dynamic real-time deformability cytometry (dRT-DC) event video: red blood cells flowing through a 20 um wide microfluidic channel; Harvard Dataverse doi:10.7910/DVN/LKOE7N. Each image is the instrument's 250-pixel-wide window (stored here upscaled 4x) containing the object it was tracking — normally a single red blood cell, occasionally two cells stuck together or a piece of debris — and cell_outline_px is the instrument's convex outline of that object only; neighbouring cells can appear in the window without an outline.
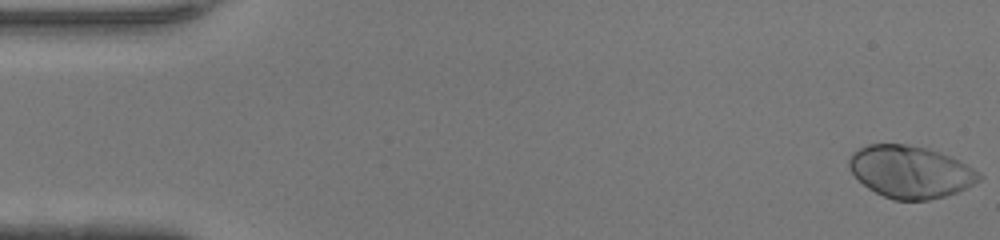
{"species": "human", "species_latin": "Homo sapiens", "temperature_condition": "warm", "stored_images_in_passage": 48, "camera_frame_rate_fps": 3000, "um_per_image_px": 0.085, "donor": {"sex": "female"}, "frame": {"image": 1, "passage_image": 1, "time_ms": 0.0, "image_size_px": [1000, 240], "cell_outline_px": [[984, 176], [980, 180], [956, 192], [944, 196], [928, 200], [892, 200], [868, 188], [848, 168], [848, 160], [852, 152], [868, 144], [904, 144], [928, 148], [940, 152], [980, 172]], "centroid_in_image_um": [77.36, 14.6], "position_along_channel_um": 7.6, "area_um2": 39.25}}
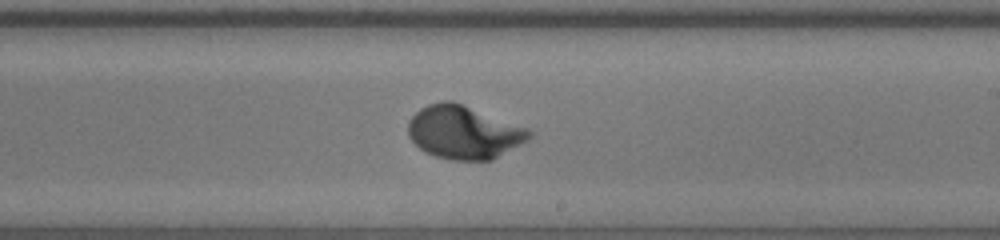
{"frame": {"image": 2, "passage_image": 28, "time_ms": 9.0, "image_size_px": [1000, 240], "cell_outline_px": [[532, 136], [528, 140], [492, 160], [452, 160], [436, 156], [420, 148], [408, 136], [408, 120], [420, 108], [428, 104], [440, 100], [452, 100], [528, 128], [532, 132]], "centroid_in_image_um": [39.42, 11.23], "position_along_channel_um": 249.6, "area_um2": 37.51}}
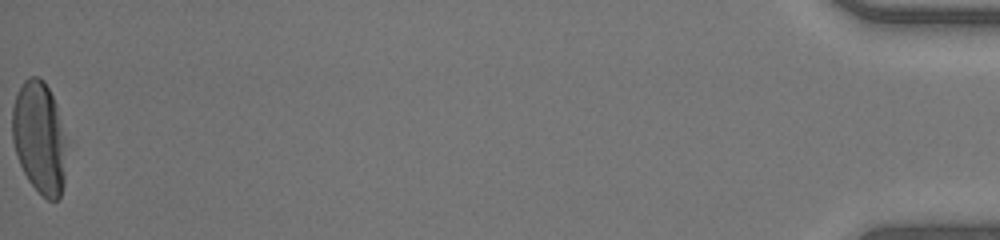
{"frame": {"image": 3, "passage_image": 48, "time_ms": 15.667, "image_size_px": [1000, 240], "cell_outline_px": [[64, 184], [60, 196], [56, 200], [48, 200], [28, 180], [20, 164], [12, 140], [12, 108], [16, 96], [24, 80], [28, 76], [36, 76], [44, 80], [56, 104], [64, 136]], "centroid_in_image_um": [3.32, 11.67], "position_along_channel_um": 431.9, "area_um2": 34.85}, "authors_computed_cell_mechanics": {"area_um2": 36.8764, "velocity_mm_per_s": 4.3451, "shape_relaxation_time_tau1_ms": 2.7512, "shape_relaxation_time_tau2_ms": null, "deformation_change_tau1": 0.2205, "deformation_change_tau2": null}}